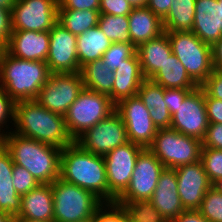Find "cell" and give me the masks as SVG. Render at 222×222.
<instances>
[{
	"label": "cell",
	"instance_id": "5b68a950",
	"mask_svg": "<svg viewBox=\"0 0 222 222\" xmlns=\"http://www.w3.org/2000/svg\"><path fill=\"white\" fill-rule=\"evenodd\" d=\"M54 222H78L93 217L104 204L94 193L57 178L51 183Z\"/></svg>",
	"mask_w": 222,
	"mask_h": 222
},
{
	"label": "cell",
	"instance_id": "f1b7e54d",
	"mask_svg": "<svg viewBox=\"0 0 222 222\" xmlns=\"http://www.w3.org/2000/svg\"><path fill=\"white\" fill-rule=\"evenodd\" d=\"M84 88L109 96L115 82L112 71L103 60L88 62L80 71Z\"/></svg>",
	"mask_w": 222,
	"mask_h": 222
},
{
	"label": "cell",
	"instance_id": "8992f818",
	"mask_svg": "<svg viewBox=\"0 0 222 222\" xmlns=\"http://www.w3.org/2000/svg\"><path fill=\"white\" fill-rule=\"evenodd\" d=\"M172 53L185 67L187 74L200 86L213 72L212 46L201 41L192 31L165 32Z\"/></svg>",
	"mask_w": 222,
	"mask_h": 222
},
{
	"label": "cell",
	"instance_id": "8d00e7d4",
	"mask_svg": "<svg viewBox=\"0 0 222 222\" xmlns=\"http://www.w3.org/2000/svg\"><path fill=\"white\" fill-rule=\"evenodd\" d=\"M12 184L19 195L27 194L40 183L24 167L14 164Z\"/></svg>",
	"mask_w": 222,
	"mask_h": 222
},
{
	"label": "cell",
	"instance_id": "9c48e42d",
	"mask_svg": "<svg viewBox=\"0 0 222 222\" xmlns=\"http://www.w3.org/2000/svg\"><path fill=\"white\" fill-rule=\"evenodd\" d=\"M83 89L80 72L51 73L35 100L49 111L65 116Z\"/></svg>",
	"mask_w": 222,
	"mask_h": 222
},
{
	"label": "cell",
	"instance_id": "f546056e",
	"mask_svg": "<svg viewBox=\"0 0 222 222\" xmlns=\"http://www.w3.org/2000/svg\"><path fill=\"white\" fill-rule=\"evenodd\" d=\"M196 0H172L170 10L162 20L164 32L191 31Z\"/></svg>",
	"mask_w": 222,
	"mask_h": 222
},
{
	"label": "cell",
	"instance_id": "ee69618b",
	"mask_svg": "<svg viewBox=\"0 0 222 222\" xmlns=\"http://www.w3.org/2000/svg\"><path fill=\"white\" fill-rule=\"evenodd\" d=\"M100 0H58V9L99 11Z\"/></svg>",
	"mask_w": 222,
	"mask_h": 222
},
{
	"label": "cell",
	"instance_id": "ba28073f",
	"mask_svg": "<svg viewBox=\"0 0 222 222\" xmlns=\"http://www.w3.org/2000/svg\"><path fill=\"white\" fill-rule=\"evenodd\" d=\"M115 110L109 96L84 88L64 116L67 131L75 140Z\"/></svg>",
	"mask_w": 222,
	"mask_h": 222
},
{
	"label": "cell",
	"instance_id": "d590c367",
	"mask_svg": "<svg viewBox=\"0 0 222 222\" xmlns=\"http://www.w3.org/2000/svg\"><path fill=\"white\" fill-rule=\"evenodd\" d=\"M200 160L211 183L222 177V150L201 148Z\"/></svg>",
	"mask_w": 222,
	"mask_h": 222
},
{
	"label": "cell",
	"instance_id": "d6986e66",
	"mask_svg": "<svg viewBox=\"0 0 222 222\" xmlns=\"http://www.w3.org/2000/svg\"><path fill=\"white\" fill-rule=\"evenodd\" d=\"M191 31L213 46L222 37V0H196Z\"/></svg>",
	"mask_w": 222,
	"mask_h": 222
},
{
	"label": "cell",
	"instance_id": "44dd1931",
	"mask_svg": "<svg viewBox=\"0 0 222 222\" xmlns=\"http://www.w3.org/2000/svg\"><path fill=\"white\" fill-rule=\"evenodd\" d=\"M114 78L115 82L109 98L115 105L123 99L137 95L145 77L136 52L114 70Z\"/></svg>",
	"mask_w": 222,
	"mask_h": 222
},
{
	"label": "cell",
	"instance_id": "52a82bcc",
	"mask_svg": "<svg viewBox=\"0 0 222 222\" xmlns=\"http://www.w3.org/2000/svg\"><path fill=\"white\" fill-rule=\"evenodd\" d=\"M201 148L202 142L199 139L172 128L158 129L148 147L164 167L173 169L200 161Z\"/></svg>",
	"mask_w": 222,
	"mask_h": 222
},
{
	"label": "cell",
	"instance_id": "c3c4849f",
	"mask_svg": "<svg viewBox=\"0 0 222 222\" xmlns=\"http://www.w3.org/2000/svg\"><path fill=\"white\" fill-rule=\"evenodd\" d=\"M171 222H209L198 210H185L180 216Z\"/></svg>",
	"mask_w": 222,
	"mask_h": 222
},
{
	"label": "cell",
	"instance_id": "f35d334b",
	"mask_svg": "<svg viewBox=\"0 0 222 222\" xmlns=\"http://www.w3.org/2000/svg\"><path fill=\"white\" fill-rule=\"evenodd\" d=\"M134 7L127 0H100V14L128 16Z\"/></svg>",
	"mask_w": 222,
	"mask_h": 222
},
{
	"label": "cell",
	"instance_id": "7bdbcfd3",
	"mask_svg": "<svg viewBox=\"0 0 222 222\" xmlns=\"http://www.w3.org/2000/svg\"><path fill=\"white\" fill-rule=\"evenodd\" d=\"M201 142L202 148L222 150V124H209Z\"/></svg>",
	"mask_w": 222,
	"mask_h": 222
},
{
	"label": "cell",
	"instance_id": "83f0119b",
	"mask_svg": "<svg viewBox=\"0 0 222 222\" xmlns=\"http://www.w3.org/2000/svg\"><path fill=\"white\" fill-rule=\"evenodd\" d=\"M151 80L165 89H196L198 87L173 53Z\"/></svg>",
	"mask_w": 222,
	"mask_h": 222
},
{
	"label": "cell",
	"instance_id": "7a4b0ae2",
	"mask_svg": "<svg viewBox=\"0 0 222 222\" xmlns=\"http://www.w3.org/2000/svg\"><path fill=\"white\" fill-rule=\"evenodd\" d=\"M14 126L18 135L61 149L72 144L65 117L41 106L36 100L19 101L14 106Z\"/></svg>",
	"mask_w": 222,
	"mask_h": 222
},
{
	"label": "cell",
	"instance_id": "6f0895ef",
	"mask_svg": "<svg viewBox=\"0 0 222 222\" xmlns=\"http://www.w3.org/2000/svg\"><path fill=\"white\" fill-rule=\"evenodd\" d=\"M78 222H94V220H93V217H91L90 219H85Z\"/></svg>",
	"mask_w": 222,
	"mask_h": 222
},
{
	"label": "cell",
	"instance_id": "b9f144b4",
	"mask_svg": "<svg viewBox=\"0 0 222 222\" xmlns=\"http://www.w3.org/2000/svg\"><path fill=\"white\" fill-rule=\"evenodd\" d=\"M194 89H165L164 103L171 115L177 112V107L182 104L186 96Z\"/></svg>",
	"mask_w": 222,
	"mask_h": 222
},
{
	"label": "cell",
	"instance_id": "cb8c5ba5",
	"mask_svg": "<svg viewBox=\"0 0 222 222\" xmlns=\"http://www.w3.org/2000/svg\"><path fill=\"white\" fill-rule=\"evenodd\" d=\"M136 53L145 79H151L172 54L168 35L164 32L159 37L142 43L136 48Z\"/></svg>",
	"mask_w": 222,
	"mask_h": 222
},
{
	"label": "cell",
	"instance_id": "1f68e13d",
	"mask_svg": "<svg viewBox=\"0 0 222 222\" xmlns=\"http://www.w3.org/2000/svg\"><path fill=\"white\" fill-rule=\"evenodd\" d=\"M97 26L112 43L130 42L128 16L100 14Z\"/></svg>",
	"mask_w": 222,
	"mask_h": 222
},
{
	"label": "cell",
	"instance_id": "816d5d0a",
	"mask_svg": "<svg viewBox=\"0 0 222 222\" xmlns=\"http://www.w3.org/2000/svg\"><path fill=\"white\" fill-rule=\"evenodd\" d=\"M0 222H14V217L11 215L0 211Z\"/></svg>",
	"mask_w": 222,
	"mask_h": 222
},
{
	"label": "cell",
	"instance_id": "d4e9b609",
	"mask_svg": "<svg viewBox=\"0 0 222 222\" xmlns=\"http://www.w3.org/2000/svg\"><path fill=\"white\" fill-rule=\"evenodd\" d=\"M13 167L10 152L0 143V211L15 218L21 209V195L12 184Z\"/></svg>",
	"mask_w": 222,
	"mask_h": 222
},
{
	"label": "cell",
	"instance_id": "7c38bea8",
	"mask_svg": "<svg viewBox=\"0 0 222 222\" xmlns=\"http://www.w3.org/2000/svg\"><path fill=\"white\" fill-rule=\"evenodd\" d=\"M58 20V0H17L11 10L12 30L50 31Z\"/></svg>",
	"mask_w": 222,
	"mask_h": 222
},
{
	"label": "cell",
	"instance_id": "9a60e30c",
	"mask_svg": "<svg viewBox=\"0 0 222 222\" xmlns=\"http://www.w3.org/2000/svg\"><path fill=\"white\" fill-rule=\"evenodd\" d=\"M116 111L126 126L128 141L148 148L158 129L152 122L149 109L145 107L139 96L121 100L116 104Z\"/></svg>",
	"mask_w": 222,
	"mask_h": 222
},
{
	"label": "cell",
	"instance_id": "2e32d148",
	"mask_svg": "<svg viewBox=\"0 0 222 222\" xmlns=\"http://www.w3.org/2000/svg\"><path fill=\"white\" fill-rule=\"evenodd\" d=\"M50 46L46 59L51 73H77L81 71L77 56V36L58 22L49 31Z\"/></svg>",
	"mask_w": 222,
	"mask_h": 222
},
{
	"label": "cell",
	"instance_id": "bcb514c9",
	"mask_svg": "<svg viewBox=\"0 0 222 222\" xmlns=\"http://www.w3.org/2000/svg\"><path fill=\"white\" fill-rule=\"evenodd\" d=\"M12 32L11 11L0 7V42L5 46Z\"/></svg>",
	"mask_w": 222,
	"mask_h": 222
},
{
	"label": "cell",
	"instance_id": "7402d4cb",
	"mask_svg": "<svg viewBox=\"0 0 222 222\" xmlns=\"http://www.w3.org/2000/svg\"><path fill=\"white\" fill-rule=\"evenodd\" d=\"M15 218L54 222L51 184H40L27 194L21 195V209Z\"/></svg>",
	"mask_w": 222,
	"mask_h": 222
},
{
	"label": "cell",
	"instance_id": "484cf974",
	"mask_svg": "<svg viewBox=\"0 0 222 222\" xmlns=\"http://www.w3.org/2000/svg\"><path fill=\"white\" fill-rule=\"evenodd\" d=\"M165 88L155 83L151 79H145L137 95L142 100L146 108L149 109L152 122L157 129L170 128L172 115L164 103Z\"/></svg>",
	"mask_w": 222,
	"mask_h": 222
},
{
	"label": "cell",
	"instance_id": "db71d44e",
	"mask_svg": "<svg viewBox=\"0 0 222 222\" xmlns=\"http://www.w3.org/2000/svg\"><path fill=\"white\" fill-rule=\"evenodd\" d=\"M212 187L219 193L222 194V177L217 179L215 182L212 183Z\"/></svg>",
	"mask_w": 222,
	"mask_h": 222
},
{
	"label": "cell",
	"instance_id": "ab89813d",
	"mask_svg": "<svg viewBox=\"0 0 222 222\" xmlns=\"http://www.w3.org/2000/svg\"><path fill=\"white\" fill-rule=\"evenodd\" d=\"M200 87L209 97L222 100V72L213 70Z\"/></svg>",
	"mask_w": 222,
	"mask_h": 222
},
{
	"label": "cell",
	"instance_id": "4316f807",
	"mask_svg": "<svg viewBox=\"0 0 222 222\" xmlns=\"http://www.w3.org/2000/svg\"><path fill=\"white\" fill-rule=\"evenodd\" d=\"M112 42L104 35L98 26L90 28L77 36V56L79 67L88 62L100 59Z\"/></svg>",
	"mask_w": 222,
	"mask_h": 222
},
{
	"label": "cell",
	"instance_id": "f907efd6",
	"mask_svg": "<svg viewBox=\"0 0 222 222\" xmlns=\"http://www.w3.org/2000/svg\"><path fill=\"white\" fill-rule=\"evenodd\" d=\"M15 2H16V0H0V7L11 11Z\"/></svg>",
	"mask_w": 222,
	"mask_h": 222
},
{
	"label": "cell",
	"instance_id": "3957f363",
	"mask_svg": "<svg viewBox=\"0 0 222 222\" xmlns=\"http://www.w3.org/2000/svg\"><path fill=\"white\" fill-rule=\"evenodd\" d=\"M59 178L91 191L108 203V183L103 156L84 150L75 141L62 149Z\"/></svg>",
	"mask_w": 222,
	"mask_h": 222
},
{
	"label": "cell",
	"instance_id": "f5cc1de1",
	"mask_svg": "<svg viewBox=\"0 0 222 222\" xmlns=\"http://www.w3.org/2000/svg\"><path fill=\"white\" fill-rule=\"evenodd\" d=\"M134 8L135 7H145L147 0H127Z\"/></svg>",
	"mask_w": 222,
	"mask_h": 222
},
{
	"label": "cell",
	"instance_id": "7dc6e473",
	"mask_svg": "<svg viewBox=\"0 0 222 222\" xmlns=\"http://www.w3.org/2000/svg\"><path fill=\"white\" fill-rule=\"evenodd\" d=\"M172 0H147L146 6L161 20H163L170 10Z\"/></svg>",
	"mask_w": 222,
	"mask_h": 222
},
{
	"label": "cell",
	"instance_id": "681fc988",
	"mask_svg": "<svg viewBox=\"0 0 222 222\" xmlns=\"http://www.w3.org/2000/svg\"><path fill=\"white\" fill-rule=\"evenodd\" d=\"M213 70L222 72V37L212 46Z\"/></svg>",
	"mask_w": 222,
	"mask_h": 222
},
{
	"label": "cell",
	"instance_id": "836d02e7",
	"mask_svg": "<svg viewBox=\"0 0 222 222\" xmlns=\"http://www.w3.org/2000/svg\"><path fill=\"white\" fill-rule=\"evenodd\" d=\"M136 52V47L131 42L112 43L101 59L112 71L120 67L123 62Z\"/></svg>",
	"mask_w": 222,
	"mask_h": 222
},
{
	"label": "cell",
	"instance_id": "f6af8a7d",
	"mask_svg": "<svg viewBox=\"0 0 222 222\" xmlns=\"http://www.w3.org/2000/svg\"><path fill=\"white\" fill-rule=\"evenodd\" d=\"M205 104L209 124H222V100L211 98L205 93Z\"/></svg>",
	"mask_w": 222,
	"mask_h": 222
},
{
	"label": "cell",
	"instance_id": "4dcf8cb0",
	"mask_svg": "<svg viewBox=\"0 0 222 222\" xmlns=\"http://www.w3.org/2000/svg\"><path fill=\"white\" fill-rule=\"evenodd\" d=\"M100 12L95 10L58 9V20L64 28L78 36L98 25Z\"/></svg>",
	"mask_w": 222,
	"mask_h": 222
},
{
	"label": "cell",
	"instance_id": "11a10c76",
	"mask_svg": "<svg viewBox=\"0 0 222 222\" xmlns=\"http://www.w3.org/2000/svg\"><path fill=\"white\" fill-rule=\"evenodd\" d=\"M14 222H44V221L28 220V219H23V218H14Z\"/></svg>",
	"mask_w": 222,
	"mask_h": 222
},
{
	"label": "cell",
	"instance_id": "74e56055",
	"mask_svg": "<svg viewBox=\"0 0 222 222\" xmlns=\"http://www.w3.org/2000/svg\"><path fill=\"white\" fill-rule=\"evenodd\" d=\"M104 205L108 207L107 211V208L104 207ZM104 205H102L94 213V222H129L127 215L121 205H118L117 203H104Z\"/></svg>",
	"mask_w": 222,
	"mask_h": 222
},
{
	"label": "cell",
	"instance_id": "8fae6325",
	"mask_svg": "<svg viewBox=\"0 0 222 222\" xmlns=\"http://www.w3.org/2000/svg\"><path fill=\"white\" fill-rule=\"evenodd\" d=\"M143 149L138 144L127 142L103 156L108 183V203H115L128 187L137 157Z\"/></svg>",
	"mask_w": 222,
	"mask_h": 222
},
{
	"label": "cell",
	"instance_id": "ffe728a7",
	"mask_svg": "<svg viewBox=\"0 0 222 222\" xmlns=\"http://www.w3.org/2000/svg\"><path fill=\"white\" fill-rule=\"evenodd\" d=\"M177 186L175 169L165 167L158 178L157 186L150 199L155 209L167 222H171L185 211Z\"/></svg>",
	"mask_w": 222,
	"mask_h": 222
},
{
	"label": "cell",
	"instance_id": "6da1fadb",
	"mask_svg": "<svg viewBox=\"0 0 222 222\" xmlns=\"http://www.w3.org/2000/svg\"><path fill=\"white\" fill-rule=\"evenodd\" d=\"M0 141L14 164L26 168L40 184H51L60 177L61 148L11 131L4 133Z\"/></svg>",
	"mask_w": 222,
	"mask_h": 222
},
{
	"label": "cell",
	"instance_id": "60d3db41",
	"mask_svg": "<svg viewBox=\"0 0 222 222\" xmlns=\"http://www.w3.org/2000/svg\"><path fill=\"white\" fill-rule=\"evenodd\" d=\"M14 106L15 102L4 89L0 87V138L5 133L4 130L1 133V127L4 128L3 125H6L9 119L14 121Z\"/></svg>",
	"mask_w": 222,
	"mask_h": 222
},
{
	"label": "cell",
	"instance_id": "e575fe53",
	"mask_svg": "<svg viewBox=\"0 0 222 222\" xmlns=\"http://www.w3.org/2000/svg\"><path fill=\"white\" fill-rule=\"evenodd\" d=\"M198 211L209 222H222V194L211 187L206 192Z\"/></svg>",
	"mask_w": 222,
	"mask_h": 222
},
{
	"label": "cell",
	"instance_id": "e0dca14e",
	"mask_svg": "<svg viewBox=\"0 0 222 222\" xmlns=\"http://www.w3.org/2000/svg\"><path fill=\"white\" fill-rule=\"evenodd\" d=\"M178 194L185 210H198L206 192L212 187L200 161L175 168Z\"/></svg>",
	"mask_w": 222,
	"mask_h": 222
},
{
	"label": "cell",
	"instance_id": "9f6ffc18",
	"mask_svg": "<svg viewBox=\"0 0 222 222\" xmlns=\"http://www.w3.org/2000/svg\"><path fill=\"white\" fill-rule=\"evenodd\" d=\"M4 49H5V46L0 42V57Z\"/></svg>",
	"mask_w": 222,
	"mask_h": 222
},
{
	"label": "cell",
	"instance_id": "603a6c76",
	"mask_svg": "<svg viewBox=\"0 0 222 222\" xmlns=\"http://www.w3.org/2000/svg\"><path fill=\"white\" fill-rule=\"evenodd\" d=\"M128 21L130 42L136 48L164 33L162 20L147 6L133 8Z\"/></svg>",
	"mask_w": 222,
	"mask_h": 222
},
{
	"label": "cell",
	"instance_id": "ac0fdd59",
	"mask_svg": "<svg viewBox=\"0 0 222 222\" xmlns=\"http://www.w3.org/2000/svg\"><path fill=\"white\" fill-rule=\"evenodd\" d=\"M49 46V31L12 30L5 50L19 59L46 62Z\"/></svg>",
	"mask_w": 222,
	"mask_h": 222
},
{
	"label": "cell",
	"instance_id": "5bb4252c",
	"mask_svg": "<svg viewBox=\"0 0 222 222\" xmlns=\"http://www.w3.org/2000/svg\"><path fill=\"white\" fill-rule=\"evenodd\" d=\"M208 126L205 92L198 86L177 107V112L172 115L170 128L202 141Z\"/></svg>",
	"mask_w": 222,
	"mask_h": 222
},
{
	"label": "cell",
	"instance_id": "30bf717a",
	"mask_svg": "<svg viewBox=\"0 0 222 222\" xmlns=\"http://www.w3.org/2000/svg\"><path fill=\"white\" fill-rule=\"evenodd\" d=\"M74 141L84 150L100 156L129 142L126 126L116 110L85 130Z\"/></svg>",
	"mask_w": 222,
	"mask_h": 222
},
{
	"label": "cell",
	"instance_id": "d6a6232c",
	"mask_svg": "<svg viewBox=\"0 0 222 222\" xmlns=\"http://www.w3.org/2000/svg\"><path fill=\"white\" fill-rule=\"evenodd\" d=\"M115 203L122 206L129 222H167L150 200Z\"/></svg>",
	"mask_w": 222,
	"mask_h": 222
},
{
	"label": "cell",
	"instance_id": "277c9868",
	"mask_svg": "<svg viewBox=\"0 0 222 222\" xmlns=\"http://www.w3.org/2000/svg\"><path fill=\"white\" fill-rule=\"evenodd\" d=\"M51 72L45 61L16 58L5 49L0 57V87L16 103L35 100Z\"/></svg>",
	"mask_w": 222,
	"mask_h": 222
},
{
	"label": "cell",
	"instance_id": "4fadbf2b",
	"mask_svg": "<svg viewBox=\"0 0 222 222\" xmlns=\"http://www.w3.org/2000/svg\"><path fill=\"white\" fill-rule=\"evenodd\" d=\"M164 168L155 155L144 148L137 157L128 187L115 202L150 200Z\"/></svg>",
	"mask_w": 222,
	"mask_h": 222
}]
</instances>
